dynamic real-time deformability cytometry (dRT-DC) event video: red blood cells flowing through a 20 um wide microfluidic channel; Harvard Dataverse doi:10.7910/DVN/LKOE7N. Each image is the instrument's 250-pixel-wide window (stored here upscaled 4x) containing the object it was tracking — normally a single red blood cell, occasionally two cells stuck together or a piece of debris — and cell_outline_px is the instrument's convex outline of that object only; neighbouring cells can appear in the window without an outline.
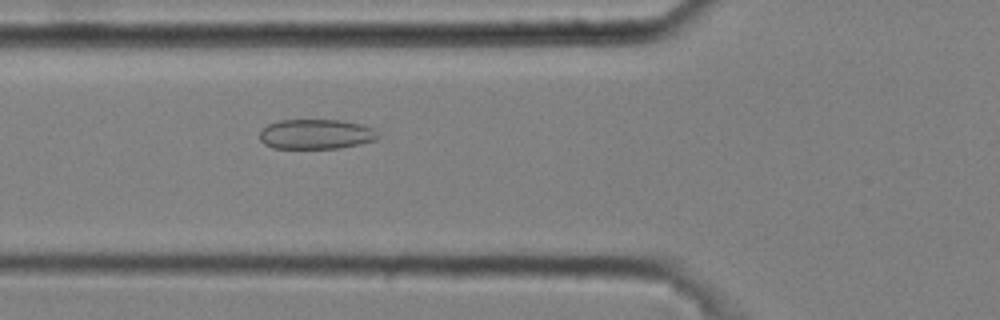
{"species": "common noctule bat (a hibernating species)", "species_latin": "Nyctalus noctula", "temperature_condition": "cold", "stored_images_in_passage": 6, "camera_frame_rate_fps": 3000, "um_per_image_px": 0.085, "animal": {"sex": "male", "body_mass_g": 20.4}, "frame": {"image": 1, "passage_image": 6, "time_ms": 1.667, "image_size_px": [1000, 320], "cell_outline_px": [[380, 136], [376, 140], [360, 144], [340, 148], [272, 148], [264, 144], [260, 140], [260, 132], [268, 124], [280, 120], [340, 120], [360, 124], [372, 128]], "centroid_in_image_um": [26.86, 11.41], "position_along_channel_um": 98.9, "area_um2": 20.58}}